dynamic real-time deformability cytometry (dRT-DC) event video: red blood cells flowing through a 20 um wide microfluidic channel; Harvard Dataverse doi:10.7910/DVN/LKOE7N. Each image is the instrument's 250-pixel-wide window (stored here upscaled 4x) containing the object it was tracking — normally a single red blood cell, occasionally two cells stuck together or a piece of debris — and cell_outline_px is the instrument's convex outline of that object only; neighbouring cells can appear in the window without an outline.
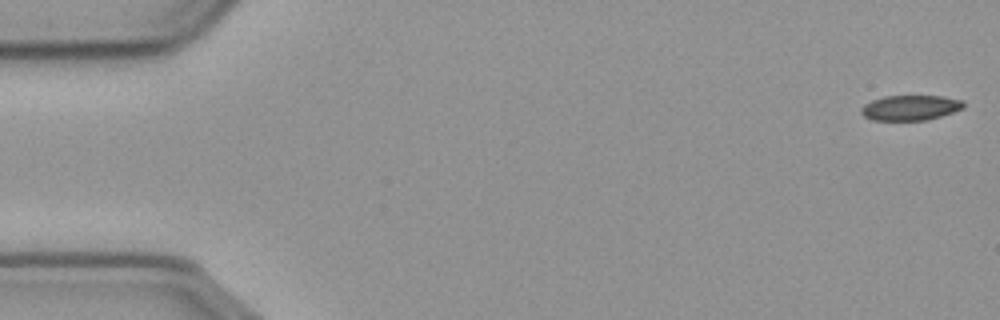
{"species": "common noctule bat (a hibernating species)", "species_latin": "Nyctalus noctula", "temperature_condition": "cold", "stored_images_in_passage": 52, "camera_frame_rate_fps": 3000, "um_per_image_px": 0.085, "animal": {"sex": "male", "body_mass_g": 23.1, "forearm_length_mm": 52.7}, "frame": {"image": 1, "passage_image": 1, "time_ms": 0.0, "image_size_px": [1000, 320], "cell_outline_px": [[964, 108], [928, 120], [872, 120], [864, 116], [860, 112], [860, 108], [864, 104], [872, 100], [884, 96], [940, 96], [964, 100]], "centroid_in_image_um": [77.36, 9.15], "position_along_channel_um": 7.6, "area_um2": 15.03}}
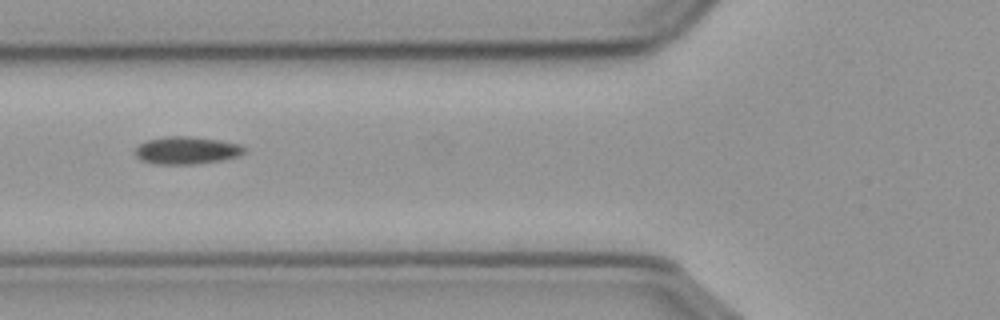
{"frame": {"image": 2, "passage_image": 21, "time_ms": 6.667, "image_size_px": [1000, 320], "cell_outline_px": [[244, 152], [236, 156], [220, 160], [192, 164], [160, 164], [140, 160], [136, 156], [136, 148], [144, 140], [164, 136], [192, 136], [220, 140], [240, 144], [244, 148]], "centroid_in_image_um": [15.82, 12.76], "position_along_channel_um": 110.0, "area_um2": 17.4}}
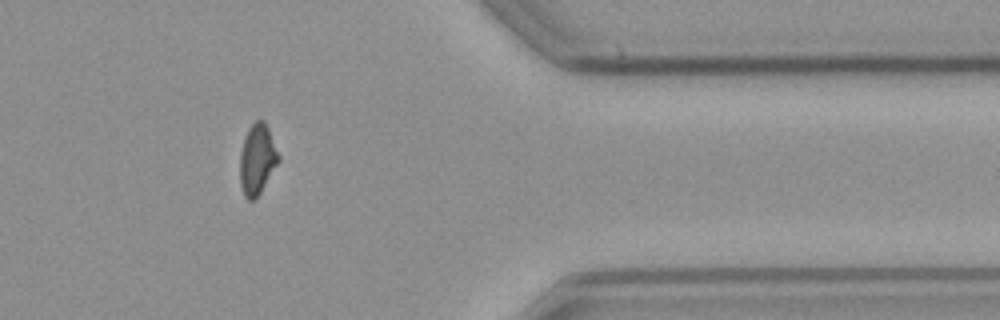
{"frame": {"image": 3, "passage_image": 46, "time_ms": 15.0, "image_size_px": [1000, 320], "cell_outline_px": [[280, 160], [260, 192], [252, 200], [248, 200], [244, 196], [240, 184], [240, 152], [248, 128], [256, 120], [264, 120], [268, 128], [280, 156]], "centroid_in_image_um": [21.86, 13.53], "position_along_channel_um": 389.5, "area_um2": 15.66}}